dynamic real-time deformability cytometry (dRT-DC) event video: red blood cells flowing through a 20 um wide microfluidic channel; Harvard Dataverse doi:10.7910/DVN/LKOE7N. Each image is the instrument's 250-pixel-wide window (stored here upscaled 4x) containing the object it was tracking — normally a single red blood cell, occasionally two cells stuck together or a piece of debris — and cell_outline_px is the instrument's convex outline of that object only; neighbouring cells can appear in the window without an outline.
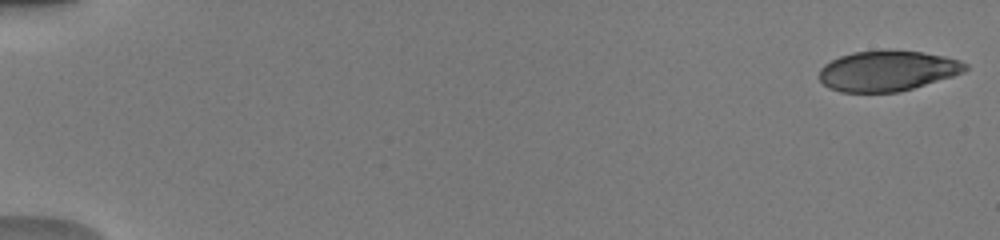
{"species": "human", "species_latin": "Homo sapiens", "temperature_condition": "warm", "stored_images_in_passage": 51, "camera_frame_rate_fps": 3000, "um_per_image_px": 0.085, "donor": {"sex": "male"}, "frame": {"image": 1, "passage_image": 1, "time_ms": 0.0, "image_size_px": [1000, 240], "cell_outline_px": [[968, 68], [964, 72], [952, 76], [912, 88], [896, 92], [840, 92], [828, 88], [820, 80], [820, 68], [824, 64], [840, 56], [852, 52], [884, 48], [920, 52], [944, 56], [960, 60], [968, 64]], "centroid_in_image_um": [75.41, 6.0], "position_along_channel_um": 9.6, "area_um2": 34.68}}
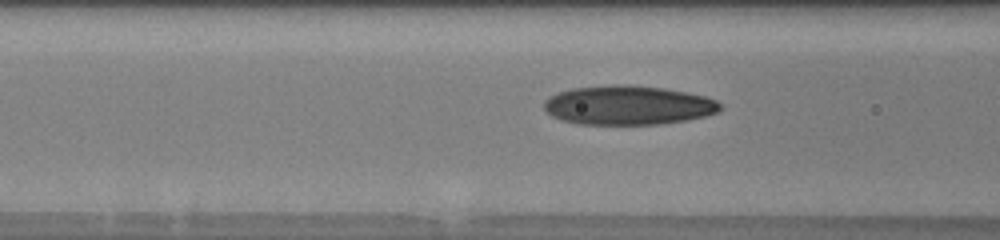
{"frame": {"image": 2, "passage_image": 22, "time_ms": 7.0, "image_size_px": [1000, 240], "cell_outline_px": [[720, 112], [704, 116], [684, 120], [660, 124], [580, 124], [560, 120], [552, 116], [544, 108], [544, 100], [548, 96], [572, 88], [612, 84], [628, 84], [664, 88], [704, 96], [716, 100], [720, 104]], "centroid_in_image_um": [53.35, 8.94], "position_along_channel_um": 113.2, "area_um2": 40.23}}
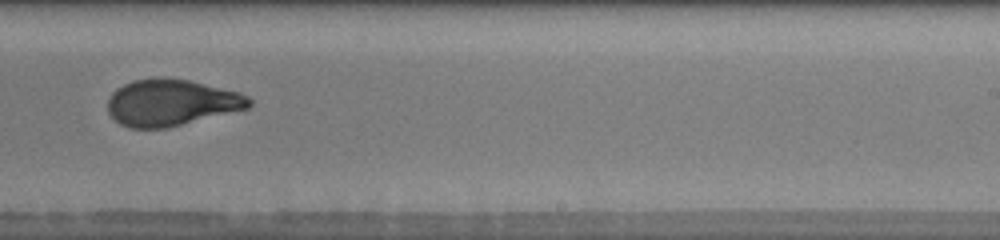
{"frame": {"image": 3, "passage_image": 34, "time_ms": 11.0, "image_size_px": [1000, 240], "cell_outline_px": [[252, 104], [248, 108], [168, 128], [128, 128], [120, 124], [108, 112], [108, 100], [112, 92], [116, 88], [132, 80], [156, 76], [164, 76], [188, 80], [240, 92], [248, 96], [252, 100]], "centroid_in_image_um": [14.55, 8.71], "position_along_channel_um": 274.5, "area_um2": 38.67}, "authors_computed_cell_mechanics": {"area_um2": 37.9746, "velocity_mm_per_s": 4.0309, "shape_relaxation_time_tau1_ms": 5.3369, "shape_relaxation_time_tau2_ms": 1.1286, "deformation_change_tau1": 0.2312, "deformation_change_tau2": 0.0781}}